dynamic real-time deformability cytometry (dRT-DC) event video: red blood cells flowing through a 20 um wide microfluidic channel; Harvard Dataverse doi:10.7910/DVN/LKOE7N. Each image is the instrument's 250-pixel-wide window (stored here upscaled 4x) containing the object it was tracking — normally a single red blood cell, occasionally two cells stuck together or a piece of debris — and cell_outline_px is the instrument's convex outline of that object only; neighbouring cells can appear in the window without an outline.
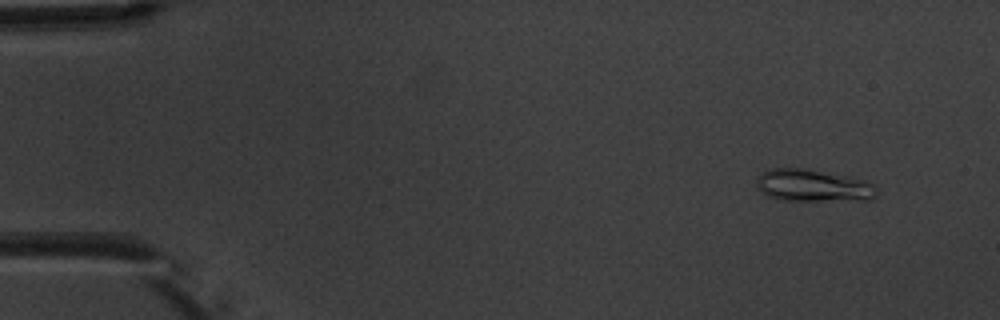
{"species": "common noctule bat (a hibernating species)", "species_latin": "Nyctalus noctula", "temperature_condition": "warm", "stored_images_in_passage": 6, "camera_frame_rate_fps": 3000, "um_per_image_px": 0.085, "animal": {"sex": "male", "body_mass_g": 20.1, "forearm_length_mm": 53.5}, "frame": {"image": 1, "passage_image": 2, "time_ms": 1.333, "image_size_px": [1000, 320], "cell_outline_px": [[880, 192], [872, 200], [784, 200], [768, 196], [760, 192], [756, 188], [756, 180], [768, 168], [808, 168], [848, 176], [876, 184]], "centroid_in_image_um": [69.15, 15.77], "position_along_channel_um": 15.8, "area_um2": 22.89}}
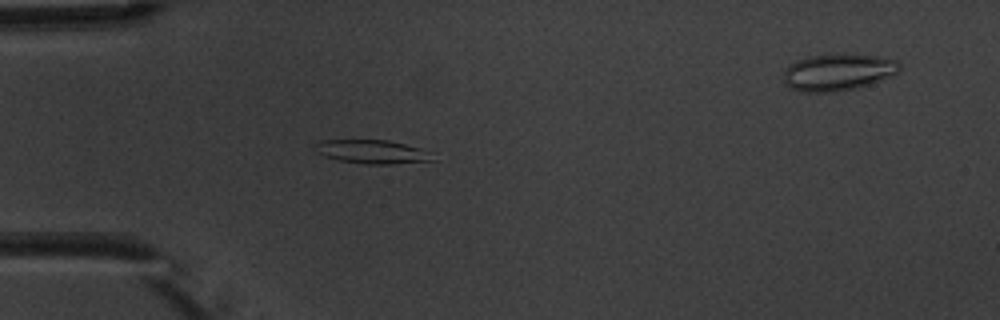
{"frame": {"image": 2, "passage_image": 5, "time_ms": 5.0, "image_size_px": [1000, 320], "cell_outline_px": [[436, 160], [392, 164], [364, 164], [340, 160], [324, 156], [316, 152], [312, 148], [312, 144], [320, 140], [388, 140], [420, 148], [432, 152]], "centroid_in_image_um": [31.61, 12.89], "position_along_channel_um": 53.4, "area_um2": 16.47}}